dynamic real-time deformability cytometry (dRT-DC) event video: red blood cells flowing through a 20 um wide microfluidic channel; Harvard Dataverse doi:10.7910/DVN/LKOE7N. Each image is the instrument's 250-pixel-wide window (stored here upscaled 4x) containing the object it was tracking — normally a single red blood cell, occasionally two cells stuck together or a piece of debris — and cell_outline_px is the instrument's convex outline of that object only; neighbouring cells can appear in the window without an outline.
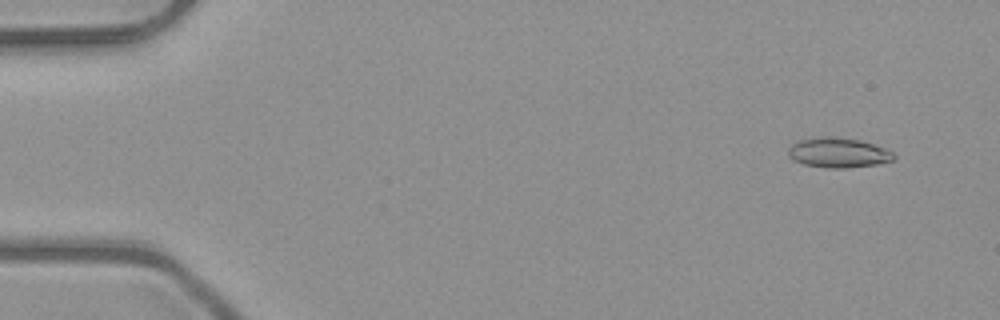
{"species": "common noctule bat (a hibernating species)", "species_latin": "Nyctalus noctula", "temperature_condition": "room temperature", "stored_images_in_passage": 50, "camera_frame_rate_fps": 3000, "um_per_image_px": 0.085, "animal": {"sex": "male", "body_mass_g": 23.1, "forearm_length_mm": 52.7}, "frame": {"image": 1, "passage_image": 4, "time_ms": 1.0, "image_size_px": [1000, 320], "cell_outline_px": [[896, 156], [892, 160], [876, 164], [844, 168], [828, 168], [804, 164], [792, 160], [788, 156], [788, 148], [792, 144], [800, 140], [820, 136], [828, 136], [860, 140], [884, 148], [892, 152]], "centroid_in_image_um": [71.21, 12.98], "position_along_channel_um": 13.8, "area_um2": 18.26}}
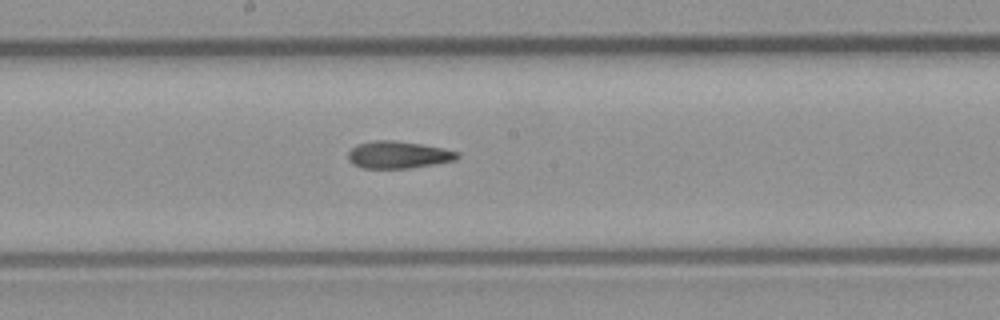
{"frame": {"image": 2, "passage_image": 28, "time_ms": 9.0, "image_size_px": [1000, 320], "cell_outline_px": [[460, 156], [456, 160], [408, 168], [364, 168], [352, 164], [348, 160], [348, 152], [356, 144], [372, 140], [392, 140], [420, 144], [444, 148], [460, 152]], "centroid_in_image_um": [33.84, 13.15], "position_along_channel_um": 214.4, "area_um2": 17.34}}
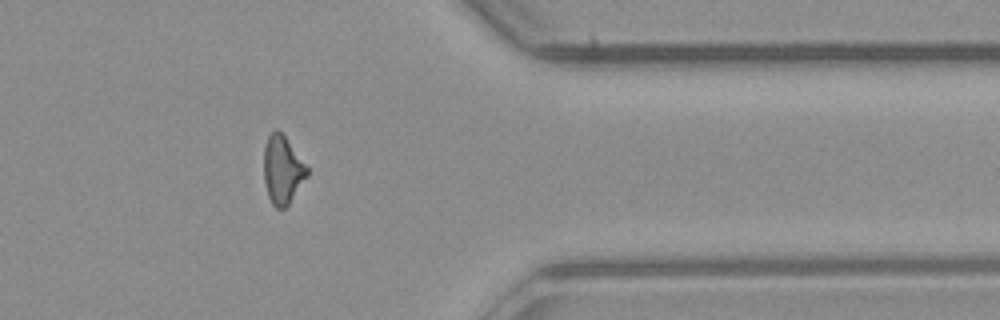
{"frame": {"image": 3, "passage_image": 42, "time_ms": 13.667, "image_size_px": [1000, 320], "cell_outline_px": [[308, 176], [288, 204], [284, 208], [276, 208], [272, 204], [268, 196], [264, 180], [264, 148], [268, 136], [276, 128], [284, 136], [308, 168]], "centroid_in_image_um": [24.0, 14.45], "position_along_channel_um": 387.4, "area_um2": 16.88}}